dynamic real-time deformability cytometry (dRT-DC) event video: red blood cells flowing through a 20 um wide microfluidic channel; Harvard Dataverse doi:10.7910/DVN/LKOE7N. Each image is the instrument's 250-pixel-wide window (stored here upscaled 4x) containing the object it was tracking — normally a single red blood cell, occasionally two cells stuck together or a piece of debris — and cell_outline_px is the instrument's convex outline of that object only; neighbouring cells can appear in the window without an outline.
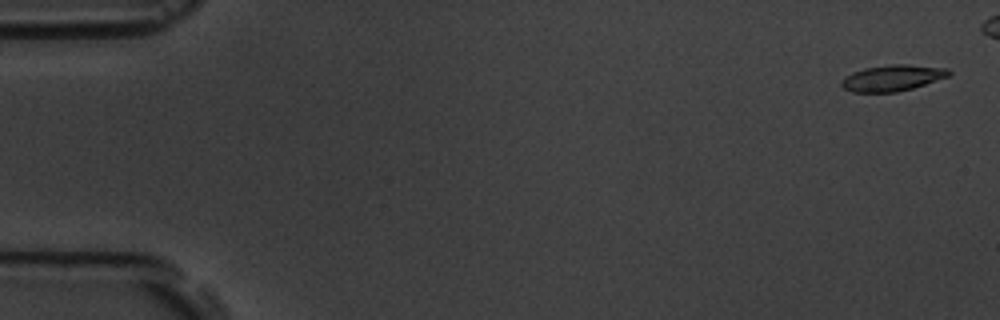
{"species": "common noctule bat (a hibernating species)", "species_latin": "Nyctalus noctula", "temperature_condition": "room temperature", "stored_images_in_passage": 7, "camera_frame_rate_fps": 3000, "um_per_image_px": 0.085, "animal": {"sex": "male", "body_mass_g": 19.5, "forearm_length_mm": 54.6}, "frame": {"image": 1, "passage_image": 1, "time_ms": 0.0, "image_size_px": [1000, 320], "cell_outline_px": [[952, 72], [948, 76], [912, 88], [896, 92], [852, 92], [844, 88], [840, 84], [840, 80], [844, 76], [852, 72], [864, 68], [892, 64], [908, 64], [948, 68]], "centroid_in_image_um": [75.82, 6.62], "position_along_channel_um": 9.2, "area_um2": 16.36}}
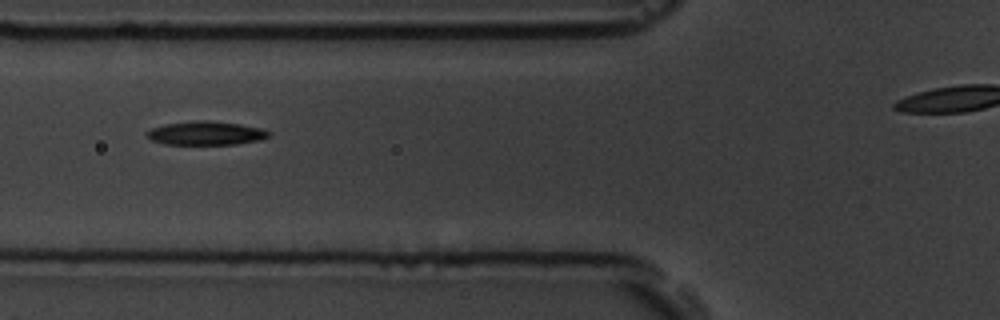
{"frame": {"image": 2, "passage_image": 6, "time_ms": 6.667, "image_size_px": [1000, 320], "cell_outline_px": [[272, 136], [260, 140], [236, 144], [164, 144], [152, 140], [144, 132], [152, 128], [164, 124], [196, 120], [208, 120], [240, 124], [264, 128], [272, 132]], "centroid_in_image_um": [17.56, 11.31], "position_along_channel_um": 108.2, "area_um2": 17.05}}
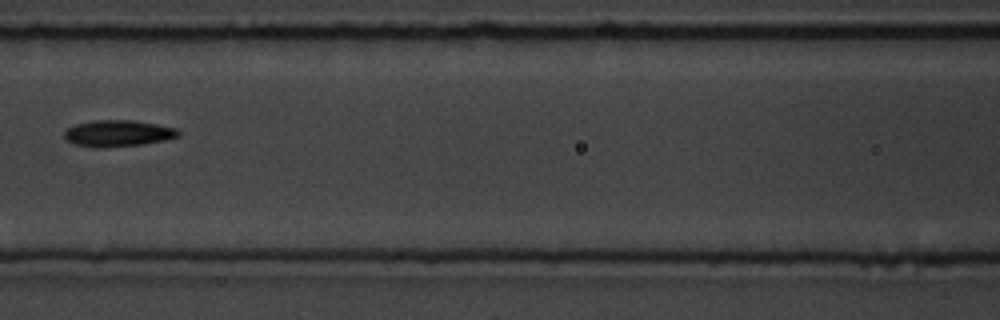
{"frame": {"image": 3, "passage_image": 7, "time_ms": 8.0, "image_size_px": [1000, 320], "cell_outline_px": [[180, 136], [164, 140], [144, 144], [104, 148], [72, 144], [64, 140], [64, 132], [68, 128], [76, 124], [96, 120], [132, 120], [156, 124], [176, 128], [180, 132]], "centroid_in_image_um": [10.01, 11.34], "position_along_channel_um": 156.6, "area_um2": 17.63}}